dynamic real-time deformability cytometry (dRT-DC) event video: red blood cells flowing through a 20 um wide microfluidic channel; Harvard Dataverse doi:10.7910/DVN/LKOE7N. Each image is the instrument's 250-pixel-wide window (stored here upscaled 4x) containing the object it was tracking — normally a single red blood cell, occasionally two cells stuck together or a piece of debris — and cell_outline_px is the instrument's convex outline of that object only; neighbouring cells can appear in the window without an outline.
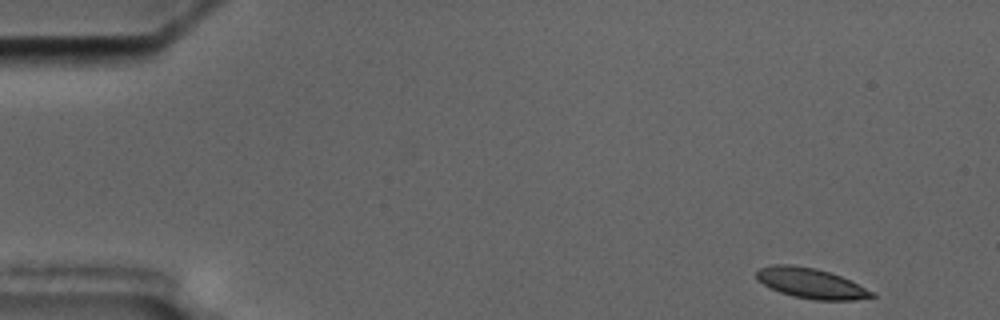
{"species": "common noctule bat (a hibernating species)", "species_latin": "Nyctalus noctula", "temperature_condition": "cold", "stored_images_in_passage": 7, "camera_frame_rate_fps": 3000, "um_per_image_px": 0.085, "animal": {"sex": "male", "body_mass_g": 17.5, "forearm_length_mm": 52.3}, "frame": {"image": 1, "passage_image": 1, "time_ms": 0.0, "image_size_px": [1000, 320], "cell_outline_px": [[876, 296], [852, 300], [816, 300], [792, 296], [780, 292], [756, 280], [756, 272], [760, 268], [772, 264], [792, 264], [816, 268], [840, 276], [876, 292]], "centroid_in_image_um": [68.92, 24.07], "position_along_channel_um": 16.1, "area_um2": 20.29}}
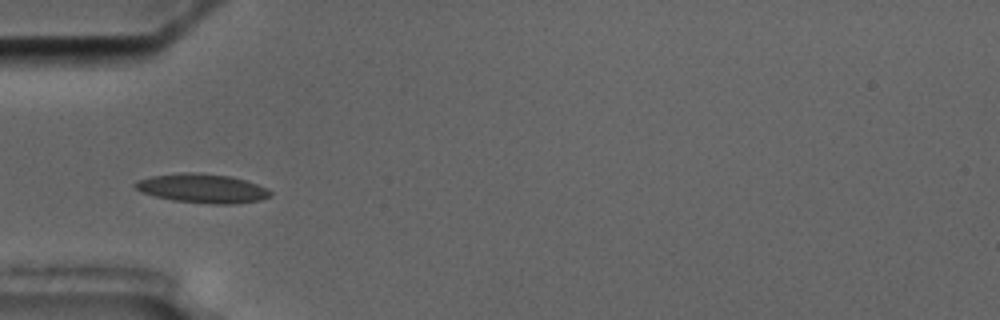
{"frame": {"image": 2, "passage_image": 5, "time_ms": 4.667, "image_size_px": [1000, 320], "cell_outline_px": [[272, 192], [268, 196], [260, 200], [232, 204], [212, 204], [176, 200], [156, 196], [140, 192], [132, 188], [132, 184], [136, 180], [152, 176], [180, 172], [192, 172], [232, 176], [268, 188]], "centroid_in_image_um": [17.14, 16.0], "position_along_channel_um": 67.9, "area_um2": 22.89}}